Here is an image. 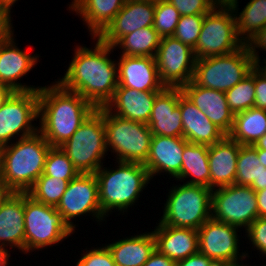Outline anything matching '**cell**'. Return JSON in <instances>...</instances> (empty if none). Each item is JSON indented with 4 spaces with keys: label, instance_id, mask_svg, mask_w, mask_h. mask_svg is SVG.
<instances>
[{
    "label": "cell",
    "instance_id": "cell-1",
    "mask_svg": "<svg viewBox=\"0 0 266 266\" xmlns=\"http://www.w3.org/2000/svg\"><path fill=\"white\" fill-rule=\"evenodd\" d=\"M93 45L74 46V56L64 75L57 81L67 90L80 94L96 109L105 107L118 87L117 59H111L114 47L91 37ZM94 46V47H93Z\"/></svg>",
    "mask_w": 266,
    "mask_h": 266
},
{
    "label": "cell",
    "instance_id": "cell-2",
    "mask_svg": "<svg viewBox=\"0 0 266 266\" xmlns=\"http://www.w3.org/2000/svg\"><path fill=\"white\" fill-rule=\"evenodd\" d=\"M54 81L38 89V131L52 147H59L96 108L80 94L65 89L56 79Z\"/></svg>",
    "mask_w": 266,
    "mask_h": 266
},
{
    "label": "cell",
    "instance_id": "cell-3",
    "mask_svg": "<svg viewBox=\"0 0 266 266\" xmlns=\"http://www.w3.org/2000/svg\"><path fill=\"white\" fill-rule=\"evenodd\" d=\"M114 163L115 167L111 168V164L110 168L103 165L95 172L100 208L106 218L113 211L119 212L118 215L127 214L130 207L139 202L143 190L152 181L144 164L124 161Z\"/></svg>",
    "mask_w": 266,
    "mask_h": 266
},
{
    "label": "cell",
    "instance_id": "cell-4",
    "mask_svg": "<svg viewBox=\"0 0 266 266\" xmlns=\"http://www.w3.org/2000/svg\"><path fill=\"white\" fill-rule=\"evenodd\" d=\"M52 146L37 131L0 147V178L16 193H26L43 174Z\"/></svg>",
    "mask_w": 266,
    "mask_h": 266
},
{
    "label": "cell",
    "instance_id": "cell-5",
    "mask_svg": "<svg viewBox=\"0 0 266 266\" xmlns=\"http://www.w3.org/2000/svg\"><path fill=\"white\" fill-rule=\"evenodd\" d=\"M159 223L198 230L212 217V190L203 185L172 184Z\"/></svg>",
    "mask_w": 266,
    "mask_h": 266
},
{
    "label": "cell",
    "instance_id": "cell-6",
    "mask_svg": "<svg viewBox=\"0 0 266 266\" xmlns=\"http://www.w3.org/2000/svg\"><path fill=\"white\" fill-rule=\"evenodd\" d=\"M97 109L104 117L107 151L114 154L113 160L144 164L153 137L148 125L121 118L105 107Z\"/></svg>",
    "mask_w": 266,
    "mask_h": 266
},
{
    "label": "cell",
    "instance_id": "cell-7",
    "mask_svg": "<svg viewBox=\"0 0 266 266\" xmlns=\"http://www.w3.org/2000/svg\"><path fill=\"white\" fill-rule=\"evenodd\" d=\"M25 255L60 245L72 237V230L55 206L36 201L25 193ZM30 253V254H29Z\"/></svg>",
    "mask_w": 266,
    "mask_h": 266
},
{
    "label": "cell",
    "instance_id": "cell-8",
    "mask_svg": "<svg viewBox=\"0 0 266 266\" xmlns=\"http://www.w3.org/2000/svg\"><path fill=\"white\" fill-rule=\"evenodd\" d=\"M59 147L79 174L95 173L106 163L104 160L108 155L103 114L95 109L71 138Z\"/></svg>",
    "mask_w": 266,
    "mask_h": 266
},
{
    "label": "cell",
    "instance_id": "cell-9",
    "mask_svg": "<svg viewBox=\"0 0 266 266\" xmlns=\"http://www.w3.org/2000/svg\"><path fill=\"white\" fill-rule=\"evenodd\" d=\"M256 64L245 44L225 55L196 59L192 81L198 86L226 92L247 77Z\"/></svg>",
    "mask_w": 266,
    "mask_h": 266
},
{
    "label": "cell",
    "instance_id": "cell-10",
    "mask_svg": "<svg viewBox=\"0 0 266 266\" xmlns=\"http://www.w3.org/2000/svg\"><path fill=\"white\" fill-rule=\"evenodd\" d=\"M245 43L237 34L236 18L230 5L217 4L205 14L196 47V59L225 55L242 48Z\"/></svg>",
    "mask_w": 266,
    "mask_h": 266
},
{
    "label": "cell",
    "instance_id": "cell-11",
    "mask_svg": "<svg viewBox=\"0 0 266 266\" xmlns=\"http://www.w3.org/2000/svg\"><path fill=\"white\" fill-rule=\"evenodd\" d=\"M38 119V90L14 91L0 107V147L35 134Z\"/></svg>",
    "mask_w": 266,
    "mask_h": 266
},
{
    "label": "cell",
    "instance_id": "cell-12",
    "mask_svg": "<svg viewBox=\"0 0 266 266\" xmlns=\"http://www.w3.org/2000/svg\"><path fill=\"white\" fill-rule=\"evenodd\" d=\"M241 231L237 226L211 217L198 229L199 252L219 266L242 265L250 255L248 250L240 253Z\"/></svg>",
    "mask_w": 266,
    "mask_h": 266
},
{
    "label": "cell",
    "instance_id": "cell-13",
    "mask_svg": "<svg viewBox=\"0 0 266 266\" xmlns=\"http://www.w3.org/2000/svg\"><path fill=\"white\" fill-rule=\"evenodd\" d=\"M64 221L72 230H77L78 218L92 216L99 225L107 218L101 211L98 182L95 173L78 174L69 181L67 189L56 206ZM78 217V218H77ZM75 219V220H74ZM75 221V222H73Z\"/></svg>",
    "mask_w": 266,
    "mask_h": 266
},
{
    "label": "cell",
    "instance_id": "cell-14",
    "mask_svg": "<svg viewBox=\"0 0 266 266\" xmlns=\"http://www.w3.org/2000/svg\"><path fill=\"white\" fill-rule=\"evenodd\" d=\"M212 218L244 232L258 218L256 191L236 184L212 190Z\"/></svg>",
    "mask_w": 266,
    "mask_h": 266
},
{
    "label": "cell",
    "instance_id": "cell-15",
    "mask_svg": "<svg viewBox=\"0 0 266 266\" xmlns=\"http://www.w3.org/2000/svg\"><path fill=\"white\" fill-rule=\"evenodd\" d=\"M155 59L165 87L182 88L192 80L196 61L194 51L179 39L162 37Z\"/></svg>",
    "mask_w": 266,
    "mask_h": 266
},
{
    "label": "cell",
    "instance_id": "cell-16",
    "mask_svg": "<svg viewBox=\"0 0 266 266\" xmlns=\"http://www.w3.org/2000/svg\"><path fill=\"white\" fill-rule=\"evenodd\" d=\"M14 33V30L0 33V83L7 85L13 91L38 90L41 86L27 85L21 83V80L35 68L41 56L30 53L31 46L27 51L20 49L18 43L16 44Z\"/></svg>",
    "mask_w": 266,
    "mask_h": 266
},
{
    "label": "cell",
    "instance_id": "cell-17",
    "mask_svg": "<svg viewBox=\"0 0 266 266\" xmlns=\"http://www.w3.org/2000/svg\"><path fill=\"white\" fill-rule=\"evenodd\" d=\"M154 15L155 0H126L122 9L97 37L113 47L123 36L143 27L153 26Z\"/></svg>",
    "mask_w": 266,
    "mask_h": 266
},
{
    "label": "cell",
    "instance_id": "cell-18",
    "mask_svg": "<svg viewBox=\"0 0 266 266\" xmlns=\"http://www.w3.org/2000/svg\"><path fill=\"white\" fill-rule=\"evenodd\" d=\"M187 143L183 137L153 135L149 155L144 163L151 180L163 173L173 180L180 175L183 151Z\"/></svg>",
    "mask_w": 266,
    "mask_h": 266
},
{
    "label": "cell",
    "instance_id": "cell-19",
    "mask_svg": "<svg viewBox=\"0 0 266 266\" xmlns=\"http://www.w3.org/2000/svg\"><path fill=\"white\" fill-rule=\"evenodd\" d=\"M118 87H128L139 91H162V84L154 57H117Z\"/></svg>",
    "mask_w": 266,
    "mask_h": 266
},
{
    "label": "cell",
    "instance_id": "cell-20",
    "mask_svg": "<svg viewBox=\"0 0 266 266\" xmlns=\"http://www.w3.org/2000/svg\"><path fill=\"white\" fill-rule=\"evenodd\" d=\"M182 92L207 118L228 135L234 124V113L230 110L225 92L196 85L192 80Z\"/></svg>",
    "mask_w": 266,
    "mask_h": 266
},
{
    "label": "cell",
    "instance_id": "cell-21",
    "mask_svg": "<svg viewBox=\"0 0 266 266\" xmlns=\"http://www.w3.org/2000/svg\"><path fill=\"white\" fill-rule=\"evenodd\" d=\"M24 205L25 193L16 192L1 205L0 250L25 254Z\"/></svg>",
    "mask_w": 266,
    "mask_h": 266
},
{
    "label": "cell",
    "instance_id": "cell-22",
    "mask_svg": "<svg viewBox=\"0 0 266 266\" xmlns=\"http://www.w3.org/2000/svg\"><path fill=\"white\" fill-rule=\"evenodd\" d=\"M179 88L165 87L157 96L147 123L152 135L183 137Z\"/></svg>",
    "mask_w": 266,
    "mask_h": 266
},
{
    "label": "cell",
    "instance_id": "cell-23",
    "mask_svg": "<svg viewBox=\"0 0 266 266\" xmlns=\"http://www.w3.org/2000/svg\"><path fill=\"white\" fill-rule=\"evenodd\" d=\"M183 125V138L189 143L213 145L226 134L212 123L179 88V103Z\"/></svg>",
    "mask_w": 266,
    "mask_h": 266
},
{
    "label": "cell",
    "instance_id": "cell-24",
    "mask_svg": "<svg viewBox=\"0 0 266 266\" xmlns=\"http://www.w3.org/2000/svg\"><path fill=\"white\" fill-rule=\"evenodd\" d=\"M160 92L117 87L105 108L121 118L147 124L156 96Z\"/></svg>",
    "mask_w": 266,
    "mask_h": 266
},
{
    "label": "cell",
    "instance_id": "cell-25",
    "mask_svg": "<svg viewBox=\"0 0 266 266\" xmlns=\"http://www.w3.org/2000/svg\"><path fill=\"white\" fill-rule=\"evenodd\" d=\"M240 147L241 145L228 135L209 146L208 163L211 190L234 184Z\"/></svg>",
    "mask_w": 266,
    "mask_h": 266
},
{
    "label": "cell",
    "instance_id": "cell-26",
    "mask_svg": "<svg viewBox=\"0 0 266 266\" xmlns=\"http://www.w3.org/2000/svg\"><path fill=\"white\" fill-rule=\"evenodd\" d=\"M152 232L156 249L175 262L199 252L198 230L156 223Z\"/></svg>",
    "mask_w": 266,
    "mask_h": 266
},
{
    "label": "cell",
    "instance_id": "cell-27",
    "mask_svg": "<svg viewBox=\"0 0 266 266\" xmlns=\"http://www.w3.org/2000/svg\"><path fill=\"white\" fill-rule=\"evenodd\" d=\"M105 245L110 250L116 266H143L156 249V239L151 230L137 232V235H129Z\"/></svg>",
    "mask_w": 266,
    "mask_h": 266
},
{
    "label": "cell",
    "instance_id": "cell-28",
    "mask_svg": "<svg viewBox=\"0 0 266 266\" xmlns=\"http://www.w3.org/2000/svg\"><path fill=\"white\" fill-rule=\"evenodd\" d=\"M126 0H72L70 13L74 12L87 27L89 36H98L122 9ZM80 16V17H79Z\"/></svg>",
    "mask_w": 266,
    "mask_h": 266
},
{
    "label": "cell",
    "instance_id": "cell-29",
    "mask_svg": "<svg viewBox=\"0 0 266 266\" xmlns=\"http://www.w3.org/2000/svg\"><path fill=\"white\" fill-rule=\"evenodd\" d=\"M208 149L207 145L188 142L183 151L181 173L175 180L210 188Z\"/></svg>",
    "mask_w": 266,
    "mask_h": 266
},
{
    "label": "cell",
    "instance_id": "cell-30",
    "mask_svg": "<svg viewBox=\"0 0 266 266\" xmlns=\"http://www.w3.org/2000/svg\"><path fill=\"white\" fill-rule=\"evenodd\" d=\"M266 133V110L252 107L234 114L228 136L240 145H254Z\"/></svg>",
    "mask_w": 266,
    "mask_h": 266
},
{
    "label": "cell",
    "instance_id": "cell-31",
    "mask_svg": "<svg viewBox=\"0 0 266 266\" xmlns=\"http://www.w3.org/2000/svg\"><path fill=\"white\" fill-rule=\"evenodd\" d=\"M238 3L234 0L229 5L235 14L237 34L246 44L266 26V0H249L241 12Z\"/></svg>",
    "mask_w": 266,
    "mask_h": 266
},
{
    "label": "cell",
    "instance_id": "cell-32",
    "mask_svg": "<svg viewBox=\"0 0 266 266\" xmlns=\"http://www.w3.org/2000/svg\"><path fill=\"white\" fill-rule=\"evenodd\" d=\"M161 38L153 26L143 27L123 36L113 47L121 49L120 54L124 56L155 58Z\"/></svg>",
    "mask_w": 266,
    "mask_h": 266
},
{
    "label": "cell",
    "instance_id": "cell-33",
    "mask_svg": "<svg viewBox=\"0 0 266 266\" xmlns=\"http://www.w3.org/2000/svg\"><path fill=\"white\" fill-rule=\"evenodd\" d=\"M261 167L265 166L260 163L257 149L253 145H241L234 184L250 186L254 191H259Z\"/></svg>",
    "mask_w": 266,
    "mask_h": 266
},
{
    "label": "cell",
    "instance_id": "cell-34",
    "mask_svg": "<svg viewBox=\"0 0 266 266\" xmlns=\"http://www.w3.org/2000/svg\"><path fill=\"white\" fill-rule=\"evenodd\" d=\"M68 184L67 180L46 176L43 173L26 193L36 201L56 207Z\"/></svg>",
    "mask_w": 266,
    "mask_h": 266
},
{
    "label": "cell",
    "instance_id": "cell-35",
    "mask_svg": "<svg viewBox=\"0 0 266 266\" xmlns=\"http://www.w3.org/2000/svg\"><path fill=\"white\" fill-rule=\"evenodd\" d=\"M225 95L228 106L234 114L254 107V68L247 77L237 83L233 88L226 91Z\"/></svg>",
    "mask_w": 266,
    "mask_h": 266
},
{
    "label": "cell",
    "instance_id": "cell-36",
    "mask_svg": "<svg viewBox=\"0 0 266 266\" xmlns=\"http://www.w3.org/2000/svg\"><path fill=\"white\" fill-rule=\"evenodd\" d=\"M46 176L67 181L74 179L79 172L60 147H51L45 161L44 172Z\"/></svg>",
    "mask_w": 266,
    "mask_h": 266
},
{
    "label": "cell",
    "instance_id": "cell-37",
    "mask_svg": "<svg viewBox=\"0 0 266 266\" xmlns=\"http://www.w3.org/2000/svg\"><path fill=\"white\" fill-rule=\"evenodd\" d=\"M180 16L167 0H155L153 27L161 37L173 36Z\"/></svg>",
    "mask_w": 266,
    "mask_h": 266
},
{
    "label": "cell",
    "instance_id": "cell-38",
    "mask_svg": "<svg viewBox=\"0 0 266 266\" xmlns=\"http://www.w3.org/2000/svg\"><path fill=\"white\" fill-rule=\"evenodd\" d=\"M204 17L205 14L180 16L173 37L194 49L201 32Z\"/></svg>",
    "mask_w": 266,
    "mask_h": 266
},
{
    "label": "cell",
    "instance_id": "cell-39",
    "mask_svg": "<svg viewBox=\"0 0 266 266\" xmlns=\"http://www.w3.org/2000/svg\"><path fill=\"white\" fill-rule=\"evenodd\" d=\"M81 256L75 260V266H116L113 256L105 244L100 247H94L87 250V247L81 250ZM85 251V252H84Z\"/></svg>",
    "mask_w": 266,
    "mask_h": 266
},
{
    "label": "cell",
    "instance_id": "cell-40",
    "mask_svg": "<svg viewBox=\"0 0 266 266\" xmlns=\"http://www.w3.org/2000/svg\"><path fill=\"white\" fill-rule=\"evenodd\" d=\"M244 233L242 238L245 236V240L249 241L246 244H251L250 247L257 250L260 257H266V217H258Z\"/></svg>",
    "mask_w": 266,
    "mask_h": 266
},
{
    "label": "cell",
    "instance_id": "cell-41",
    "mask_svg": "<svg viewBox=\"0 0 266 266\" xmlns=\"http://www.w3.org/2000/svg\"><path fill=\"white\" fill-rule=\"evenodd\" d=\"M181 16L207 14L216 5V0H167Z\"/></svg>",
    "mask_w": 266,
    "mask_h": 266
},
{
    "label": "cell",
    "instance_id": "cell-42",
    "mask_svg": "<svg viewBox=\"0 0 266 266\" xmlns=\"http://www.w3.org/2000/svg\"><path fill=\"white\" fill-rule=\"evenodd\" d=\"M254 86V107L266 110V67L263 64L254 67Z\"/></svg>",
    "mask_w": 266,
    "mask_h": 266
},
{
    "label": "cell",
    "instance_id": "cell-43",
    "mask_svg": "<svg viewBox=\"0 0 266 266\" xmlns=\"http://www.w3.org/2000/svg\"><path fill=\"white\" fill-rule=\"evenodd\" d=\"M246 45L255 62L257 64H262L266 60V57L261 59V56L259 54L262 51L266 53V26L263 27L255 36H253L246 43Z\"/></svg>",
    "mask_w": 266,
    "mask_h": 266
},
{
    "label": "cell",
    "instance_id": "cell-44",
    "mask_svg": "<svg viewBox=\"0 0 266 266\" xmlns=\"http://www.w3.org/2000/svg\"><path fill=\"white\" fill-rule=\"evenodd\" d=\"M176 266H219L215 261L200 252L176 262Z\"/></svg>",
    "mask_w": 266,
    "mask_h": 266
},
{
    "label": "cell",
    "instance_id": "cell-45",
    "mask_svg": "<svg viewBox=\"0 0 266 266\" xmlns=\"http://www.w3.org/2000/svg\"><path fill=\"white\" fill-rule=\"evenodd\" d=\"M11 9L0 0V33H7L15 30L13 27V18L11 17Z\"/></svg>",
    "mask_w": 266,
    "mask_h": 266
},
{
    "label": "cell",
    "instance_id": "cell-46",
    "mask_svg": "<svg viewBox=\"0 0 266 266\" xmlns=\"http://www.w3.org/2000/svg\"><path fill=\"white\" fill-rule=\"evenodd\" d=\"M143 266H176V262L155 249Z\"/></svg>",
    "mask_w": 266,
    "mask_h": 266
},
{
    "label": "cell",
    "instance_id": "cell-47",
    "mask_svg": "<svg viewBox=\"0 0 266 266\" xmlns=\"http://www.w3.org/2000/svg\"><path fill=\"white\" fill-rule=\"evenodd\" d=\"M258 217H266V188L256 191Z\"/></svg>",
    "mask_w": 266,
    "mask_h": 266
},
{
    "label": "cell",
    "instance_id": "cell-48",
    "mask_svg": "<svg viewBox=\"0 0 266 266\" xmlns=\"http://www.w3.org/2000/svg\"><path fill=\"white\" fill-rule=\"evenodd\" d=\"M14 191L0 178V206L13 195Z\"/></svg>",
    "mask_w": 266,
    "mask_h": 266
},
{
    "label": "cell",
    "instance_id": "cell-49",
    "mask_svg": "<svg viewBox=\"0 0 266 266\" xmlns=\"http://www.w3.org/2000/svg\"><path fill=\"white\" fill-rule=\"evenodd\" d=\"M14 91L7 85L0 83V107Z\"/></svg>",
    "mask_w": 266,
    "mask_h": 266
},
{
    "label": "cell",
    "instance_id": "cell-50",
    "mask_svg": "<svg viewBox=\"0 0 266 266\" xmlns=\"http://www.w3.org/2000/svg\"><path fill=\"white\" fill-rule=\"evenodd\" d=\"M11 253L0 250V266H9L11 260Z\"/></svg>",
    "mask_w": 266,
    "mask_h": 266
},
{
    "label": "cell",
    "instance_id": "cell-51",
    "mask_svg": "<svg viewBox=\"0 0 266 266\" xmlns=\"http://www.w3.org/2000/svg\"><path fill=\"white\" fill-rule=\"evenodd\" d=\"M256 149L266 150V133L253 145Z\"/></svg>",
    "mask_w": 266,
    "mask_h": 266
},
{
    "label": "cell",
    "instance_id": "cell-52",
    "mask_svg": "<svg viewBox=\"0 0 266 266\" xmlns=\"http://www.w3.org/2000/svg\"><path fill=\"white\" fill-rule=\"evenodd\" d=\"M266 188V167H261L260 190Z\"/></svg>",
    "mask_w": 266,
    "mask_h": 266
},
{
    "label": "cell",
    "instance_id": "cell-53",
    "mask_svg": "<svg viewBox=\"0 0 266 266\" xmlns=\"http://www.w3.org/2000/svg\"><path fill=\"white\" fill-rule=\"evenodd\" d=\"M257 156L260 160V163L266 167V150L265 149H257Z\"/></svg>",
    "mask_w": 266,
    "mask_h": 266
},
{
    "label": "cell",
    "instance_id": "cell-54",
    "mask_svg": "<svg viewBox=\"0 0 266 266\" xmlns=\"http://www.w3.org/2000/svg\"><path fill=\"white\" fill-rule=\"evenodd\" d=\"M3 1L10 9H12L16 4V2H18L19 0H3Z\"/></svg>",
    "mask_w": 266,
    "mask_h": 266
},
{
    "label": "cell",
    "instance_id": "cell-55",
    "mask_svg": "<svg viewBox=\"0 0 266 266\" xmlns=\"http://www.w3.org/2000/svg\"><path fill=\"white\" fill-rule=\"evenodd\" d=\"M234 0H216L217 4H226L229 5Z\"/></svg>",
    "mask_w": 266,
    "mask_h": 266
},
{
    "label": "cell",
    "instance_id": "cell-56",
    "mask_svg": "<svg viewBox=\"0 0 266 266\" xmlns=\"http://www.w3.org/2000/svg\"><path fill=\"white\" fill-rule=\"evenodd\" d=\"M252 266H257L256 264L255 265H253V264H251ZM251 265H248V264H242V265H239V266H251Z\"/></svg>",
    "mask_w": 266,
    "mask_h": 266
},
{
    "label": "cell",
    "instance_id": "cell-57",
    "mask_svg": "<svg viewBox=\"0 0 266 266\" xmlns=\"http://www.w3.org/2000/svg\"><path fill=\"white\" fill-rule=\"evenodd\" d=\"M129 1H150V0H129Z\"/></svg>",
    "mask_w": 266,
    "mask_h": 266
},
{
    "label": "cell",
    "instance_id": "cell-58",
    "mask_svg": "<svg viewBox=\"0 0 266 266\" xmlns=\"http://www.w3.org/2000/svg\"><path fill=\"white\" fill-rule=\"evenodd\" d=\"M262 64L266 67V60Z\"/></svg>",
    "mask_w": 266,
    "mask_h": 266
}]
</instances>
